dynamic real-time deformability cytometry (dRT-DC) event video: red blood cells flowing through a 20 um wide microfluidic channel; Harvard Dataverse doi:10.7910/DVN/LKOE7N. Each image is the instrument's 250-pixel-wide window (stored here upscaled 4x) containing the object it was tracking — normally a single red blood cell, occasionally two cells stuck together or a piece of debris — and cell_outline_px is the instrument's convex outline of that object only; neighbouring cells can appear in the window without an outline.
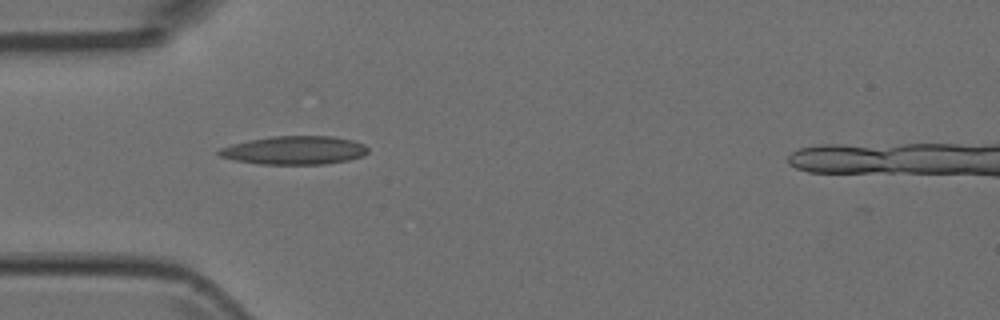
{"species": "Egyptian fruit bat (a non-hibernating species)", "species_latin": "Rousettus aegyptiacus", "temperature_condition": "room temperature", "stored_images_in_passage": 5, "camera_frame_rate_fps": 3000, "um_per_image_px": 0.085, "animal": {"sex": "female"}, "frame": {"image": 1, "passage_image": 2, "time_ms": 0.333, "image_size_px": [1000, 320], "cell_outline_px": [[368, 152], [364, 156], [348, 160], [324, 164], [260, 164], [236, 160], [220, 156], [216, 152], [220, 148], [232, 144], [272, 136], [332, 136], [352, 140], [364, 144], [368, 148]], "centroid_in_image_um": [25.06, 12.77], "position_along_channel_um": 59.9, "area_um2": 24.57}}
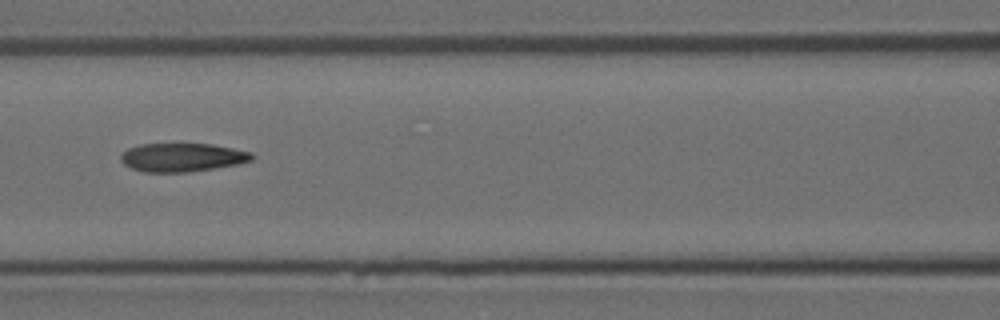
{"frame": {"image": 2, "passage_image": 4, "time_ms": 1.0, "image_size_px": [1000, 320], "cell_outline_px": [[256, 156], [252, 160], [236, 164], [188, 172], [144, 172], [132, 168], [124, 164], [120, 160], [120, 156], [128, 148], [140, 144], [212, 144], [252, 152]], "centroid_in_image_um": [15.49, 13.37], "position_along_channel_um": 151.1, "area_um2": 21.68}}
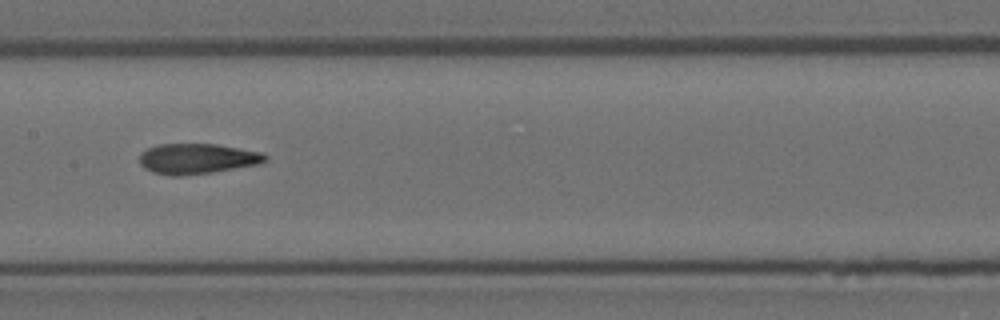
{"frame": {"image": 3, "passage_image": 5, "time_ms": 1.333, "image_size_px": [1000, 320], "cell_outline_px": [[268, 160], [260, 164], [212, 172], [180, 176], [172, 176], [152, 172], [144, 168], [140, 164], [140, 152], [148, 148], [160, 144], [216, 144], [264, 152], [268, 156]], "centroid_in_image_um": [16.79, 13.49], "position_along_channel_um": 190.6, "area_um2": 22.43}}